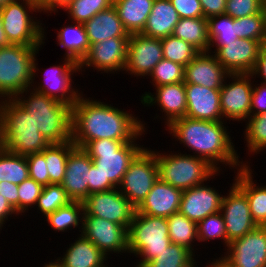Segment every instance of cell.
Wrapping results in <instances>:
<instances>
[{"instance_id": "4fadbf2b", "label": "cell", "mask_w": 266, "mask_h": 267, "mask_svg": "<svg viewBox=\"0 0 266 267\" xmlns=\"http://www.w3.org/2000/svg\"><path fill=\"white\" fill-rule=\"evenodd\" d=\"M83 206V216H96L107 219L127 229L136 211V208L118 188L90 194L83 201Z\"/></svg>"}, {"instance_id": "ba28073f", "label": "cell", "mask_w": 266, "mask_h": 267, "mask_svg": "<svg viewBox=\"0 0 266 267\" xmlns=\"http://www.w3.org/2000/svg\"><path fill=\"white\" fill-rule=\"evenodd\" d=\"M42 46L0 48V100L14 99L31 88L33 63Z\"/></svg>"}, {"instance_id": "52a82bcc", "label": "cell", "mask_w": 266, "mask_h": 267, "mask_svg": "<svg viewBox=\"0 0 266 267\" xmlns=\"http://www.w3.org/2000/svg\"><path fill=\"white\" fill-rule=\"evenodd\" d=\"M171 244L165 217L134 213L128 228L130 255L142 258L134 266H145Z\"/></svg>"}, {"instance_id": "7a4b0ae2", "label": "cell", "mask_w": 266, "mask_h": 267, "mask_svg": "<svg viewBox=\"0 0 266 267\" xmlns=\"http://www.w3.org/2000/svg\"><path fill=\"white\" fill-rule=\"evenodd\" d=\"M224 124L227 122L203 121L185 116L173 121L165 130L175 141L190 149L193 152L190 155L205 159L218 171L223 170L221 165L229 166L234 171L250 166V161L243 162L237 154L231 131Z\"/></svg>"}, {"instance_id": "681fc988", "label": "cell", "mask_w": 266, "mask_h": 267, "mask_svg": "<svg viewBox=\"0 0 266 267\" xmlns=\"http://www.w3.org/2000/svg\"><path fill=\"white\" fill-rule=\"evenodd\" d=\"M176 9L179 18L204 17L199 0H169Z\"/></svg>"}, {"instance_id": "e0dca14e", "label": "cell", "mask_w": 266, "mask_h": 267, "mask_svg": "<svg viewBox=\"0 0 266 267\" xmlns=\"http://www.w3.org/2000/svg\"><path fill=\"white\" fill-rule=\"evenodd\" d=\"M225 251L221 256L233 267H266V229L258 225L232 240Z\"/></svg>"}, {"instance_id": "8992f818", "label": "cell", "mask_w": 266, "mask_h": 267, "mask_svg": "<svg viewBox=\"0 0 266 267\" xmlns=\"http://www.w3.org/2000/svg\"><path fill=\"white\" fill-rule=\"evenodd\" d=\"M138 143L139 141L101 139L88 142L82 149L99 168L104 182H111L117 188L130 163L145 148Z\"/></svg>"}, {"instance_id": "1f68e13d", "label": "cell", "mask_w": 266, "mask_h": 267, "mask_svg": "<svg viewBox=\"0 0 266 267\" xmlns=\"http://www.w3.org/2000/svg\"><path fill=\"white\" fill-rule=\"evenodd\" d=\"M172 35L191 44L199 52L209 51L208 21L204 17L180 18Z\"/></svg>"}, {"instance_id": "cb8c5ba5", "label": "cell", "mask_w": 266, "mask_h": 267, "mask_svg": "<svg viewBox=\"0 0 266 267\" xmlns=\"http://www.w3.org/2000/svg\"><path fill=\"white\" fill-rule=\"evenodd\" d=\"M228 71L217 61L213 53L200 52L184 67V83L221 89Z\"/></svg>"}, {"instance_id": "6125c7cd", "label": "cell", "mask_w": 266, "mask_h": 267, "mask_svg": "<svg viewBox=\"0 0 266 267\" xmlns=\"http://www.w3.org/2000/svg\"><path fill=\"white\" fill-rule=\"evenodd\" d=\"M215 267H233L229 262H227L222 256L215 259Z\"/></svg>"}, {"instance_id": "8fae6325", "label": "cell", "mask_w": 266, "mask_h": 267, "mask_svg": "<svg viewBox=\"0 0 266 267\" xmlns=\"http://www.w3.org/2000/svg\"><path fill=\"white\" fill-rule=\"evenodd\" d=\"M154 149L145 147L130 163L118 190L137 208L158 179Z\"/></svg>"}, {"instance_id": "003e7915", "label": "cell", "mask_w": 266, "mask_h": 267, "mask_svg": "<svg viewBox=\"0 0 266 267\" xmlns=\"http://www.w3.org/2000/svg\"><path fill=\"white\" fill-rule=\"evenodd\" d=\"M2 147H3V145H2L1 136H0V150Z\"/></svg>"}, {"instance_id": "f907efd6", "label": "cell", "mask_w": 266, "mask_h": 267, "mask_svg": "<svg viewBox=\"0 0 266 267\" xmlns=\"http://www.w3.org/2000/svg\"><path fill=\"white\" fill-rule=\"evenodd\" d=\"M255 82L257 85L253 81L250 116L266 112V84Z\"/></svg>"}, {"instance_id": "f6af8a7d", "label": "cell", "mask_w": 266, "mask_h": 267, "mask_svg": "<svg viewBox=\"0 0 266 267\" xmlns=\"http://www.w3.org/2000/svg\"><path fill=\"white\" fill-rule=\"evenodd\" d=\"M194 254L187 248L171 243L164 251L151 260L148 267H185Z\"/></svg>"}, {"instance_id": "7dc6e473", "label": "cell", "mask_w": 266, "mask_h": 267, "mask_svg": "<svg viewBox=\"0 0 266 267\" xmlns=\"http://www.w3.org/2000/svg\"><path fill=\"white\" fill-rule=\"evenodd\" d=\"M264 9V0H227L226 15L233 19L260 13Z\"/></svg>"}, {"instance_id": "836d02e7", "label": "cell", "mask_w": 266, "mask_h": 267, "mask_svg": "<svg viewBox=\"0 0 266 267\" xmlns=\"http://www.w3.org/2000/svg\"><path fill=\"white\" fill-rule=\"evenodd\" d=\"M83 215V202L71 201L66 206L60 207L56 211L48 214L45 217V221H47L48 226L50 225L56 232L66 233L68 230L71 231L73 228L79 227L80 233L82 231Z\"/></svg>"}, {"instance_id": "ffe728a7", "label": "cell", "mask_w": 266, "mask_h": 267, "mask_svg": "<svg viewBox=\"0 0 266 267\" xmlns=\"http://www.w3.org/2000/svg\"><path fill=\"white\" fill-rule=\"evenodd\" d=\"M155 90V93L146 91L142 94L140 101L144 107L150 108L154 105L160 107L166 127L173 121L186 116L187 101L184 82L161 85Z\"/></svg>"}, {"instance_id": "83f0119b", "label": "cell", "mask_w": 266, "mask_h": 267, "mask_svg": "<svg viewBox=\"0 0 266 267\" xmlns=\"http://www.w3.org/2000/svg\"><path fill=\"white\" fill-rule=\"evenodd\" d=\"M90 45L102 42L111 37H129L130 34L124 29L116 8L100 11L89 21L84 23Z\"/></svg>"}, {"instance_id": "2e32d148", "label": "cell", "mask_w": 266, "mask_h": 267, "mask_svg": "<svg viewBox=\"0 0 266 267\" xmlns=\"http://www.w3.org/2000/svg\"><path fill=\"white\" fill-rule=\"evenodd\" d=\"M261 46L256 40L238 38L231 43H209L208 52L215 55L229 74L252 73Z\"/></svg>"}, {"instance_id": "f1b7e54d", "label": "cell", "mask_w": 266, "mask_h": 267, "mask_svg": "<svg viewBox=\"0 0 266 267\" xmlns=\"http://www.w3.org/2000/svg\"><path fill=\"white\" fill-rule=\"evenodd\" d=\"M179 16L169 0H154L142 35L157 39L172 35Z\"/></svg>"}, {"instance_id": "4316f807", "label": "cell", "mask_w": 266, "mask_h": 267, "mask_svg": "<svg viewBox=\"0 0 266 267\" xmlns=\"http://www.w3.org/2000/svg\"><path fill=\"white\" fill-rule=\"evenodd\" d=\"M252 170L251 166L237 170L233 183L246 195L252 219L263 226L266 222V186H259L256 180L253 181Z\"/></svg>"}, {"instance_id": "74e56055", "label": "cell", "mask_w": 266, "mask_h": 267, "mask_svg": "<svg viewBox=\"0 0 266 267\" xmlns=\"http://www.w3.org/2000/svg\"><path fill=\"white\" fill-rule=\"evenodd\" d=\"M112 5L113 0H70L63 11L68 13L70 21L84 24L97 13Z\"/></svg>"}, {"instance_id": "be15d7a7", "label": "cell", "mask_w": 266, "mask_h": 267, "mask_svg": "<svg viewBox=\"0 0 266 267\" xmlns=\"http://www.w3.org/2000/svg\"><path fill=\"white\" fill-rule=\"evenodd\" d=\"M46 263H44V265L41 267H62L61 264L56 259H55V261L51 260V261L46 262Z\"/></svg>"}, {"instance_id": "816d5d0a", "label": "cell", "mask_w": 266, "mask_h": 267, "mask_svg": "<svg viewBox=\"0 0 266 267\" xmlns=\"http://www.w3.org/2000/svg\"><path fill=\"white\" fill-rule=\"evenodd\" d=\"M89 195L92 193L109 191L116 188L111 182H104L103 175L94 164L89 169L88 180Z\"/></svg>"}, {"instance_id": "ab89813d", "label": "cell", "mask_w": 266, "mask_h": 267, "mask_svg": "<svg viewBox=\"0 0 266 267\" xmlns=\"http://www.w3.org/2000/svg\"><path fill=\"white\" fill-rule=\"evenodd\" d=\"M161 45L163 58L184 67L200 53L194 46L173 35L162 38Z\"/></svg>"}, {"instance_id": "b9f144b4", "label": "cell", "mask_w": 266, "mask_h": 267, "mask_svg": "<svg viewBox=\"0 0 266 267\" xmlns=\"http://www.w3.org/2000/svg\"><path fill=\"white\" fill-rule=\"evenodd\" d=\"M71 201L61 184L45 185L35 206L40 212H36L42 213V216L46 217L60 207L66 206Z\"/></svg>"}, {"instance_id": "9f6ffc18", "label": "cell", "mask_w": 266, "mask_h": 267, "mask_svg": "<svg viewBox=\"0 0 266 267\" xmlns=\"http://www.w3.org/2000/svg\"><path fill=\"white\" fill-rule=\"evenodd\" d=\"M14 214V215H13ZM13 216H18V213L13 206L6 200L5 197L0 195V223L4 226L8 221L9 216L12 219Z\"/></svg>"}, {"instance_id": "f5cc1de1", "label": "cell", "mask_w": 266, "mask_h": 267, "mask_svg": "<svg viewBox=\"0 0 266 267\" xmlns=\"http://www.w3.org/2000/svg\"><path fill=\"white\" fill-rule=\"evenodd\" d=\"M0 195L6 198L19 215L18 185L9 181L0 182Z\"/></svg>"}, {"instance_id": "7bdbcfd3", "label": "cell", "mask_w": 266, "mask_h": 267, "mask_svg": "<svg viewBox=\"0 0 266 267\" xmlns=\"http://www.w3.org/2000/svg\"><path fill=\"white\" fill-rule=\"evenodd\" d=\"M198 243L210 240H223L225 249L227 248V233L224 218L221 212L208 215L197 223Z\"/></svg>"}, {"instance_id": "e7e4bbea", "label": "cell", "mask_w": 266, "mask_h": 267, "mask_svg": "<svg viewBox=\"0 0 266 267\" xmlns=\"http://www.w3.org/2000/svg\"><path fill=\"white\" fill-rule=\"evenodd\" d=\"M16 1V0H0V9H2L7 3Z\"/></svg>"}, {"instance_id": "44dd1931", "label": "cell", "mask_w": 266, "mask_h": 267, "mask_svg": "<svg viewBox=\"0 0 266 267\" xmlns=\"http://www.w3.org/2000/svg\"><path fill=\"white\" fill-rule=\"evenodd\" d=\"M206 183L182 191L179 212L196 223L220 212L223 194Z\"/></svg>"}, {"instance_id": "6da1fadb", "label": "cell", "mask_w": 266, "mask_h": 267, "mask_svg": "<svg viewBox=\"0 0 266 267\" xmlns=\"http://www.w3.org/2000/svg\"><path fill=\"white\" fill-rule=\"evenodd\" d=\"M84 97L82 94L72 107V142L76 147L101 139L139 141L147 134L146 123L130 111Z\"/></svg>"}, {"instance_id": "603a6c76", "label": "cell", "mask_w": 266, "mask_h": 267, "mask_svg": "<svg viewBox=\"0 0 266 267\" xmlns=\"http://www.w3.org/2000/svg\"><path fill=\"white\" fill-rule=\"evenodd\" d=\"M186 117L203 121H224L221 112L220 89L185 83Z\"/></svg>"}, {"instance_id": "277c9868", "label": "cell", "mask_w": 266, "mask_h": 267, "mask_svg": "<svg viewBox=\"0 0 266 267\" xmlns=\"http://www.w3.org/2000/svg\"><path fill=\"white\" fill-rule=\"evenodd\" d=\"M0 136L5 150L22 156L41 152L50 144L15 99L0 100Z\"/></svg>"}, {"instance_id": "3957f363", "label": "cell", "mask_w": 266, "mask_h": 267, "mask_svg": "<svg viewBox=\"0 0 266 267\" xmlns=\"http://www.w3.org/2000/svg\"><path fill=\"white\" fill-rule=\"evenodd\" d=\"M32 117L38 131L51 143L72 140V108L28 88L14 98Z\"/></svg>"}, {"instance_id": "f546056e", "label": "cell", "mask_w": 266, "mask_h": 267, "mask_svg": "<svg viewBox=\"0 0 266 267\" xmlns=\"http://www.w3.org/2000/svg\"><path fill=\"white\" fill-rule=\"evenodd\" d=\"M68 25H61L57 31V45L65 49L64 57L81 63L90 49V43L83 23L68 22ZM71 24V25H70Z\"/></svg>"}, {"instance_id": "680465c9", "label": "cell", "mask_w": 266, "mask_h": 267, "mask_svg": "<svg viewBox=\"0 0 266 267\" xmlns=\"http://www.w3.org/2000/svg\"><path fill=\"white\" fill-rule=\"evenodd\" d=\"M12 45L7 37V34L4 31V28L2 26V17L0 14V48H5Z\"/></svg>"}, {"instance_id": "6f0895ef", "label": "cell", "mask_w": 266, "mask_h": 267, "mask_svg": "<svg viewBox=\"0 0 266 267\" xmlns=\"http://www.w3.org/2000/svg\"><path fill=\"white\" fill-rule=\"evenodd\" d=\"M70 0H49V2L40 10V12L50 15L51 13H58L59 9H64ZM59 8V9H58ZM46 12V13H45Z\"/></svg>"}, {"instance_id": "11a10c76", "label": "cell", "mask_w": 266, "mask_h": 267, "mask_svg": "<svg viewBox=\"0 0 266 267\" xmlns=\"http://www.w3.org/2000/svg\"><path fill=\"white\" fill-rule=\"evenodd\" d=\"M255 79L258 77L262 80L260 83L266 84V44H263L259 50L257 63L254 70L251 73ZM257 76V77H256Z\"/></svg>"}, {"instance_id": "4dcf8cb0", "label": "cell", "mask_w": 266, "mask_h": 267, "mask_svg": "<svg viewBox=\"0 0 266 267\" xmlns=\"http://www.w3.org/2000/svg\"><path fill=\"white\" fill-rule=\"evenodd\" d=\"M154 0H116V8L124 29L128 34L141 33L147 23Z\"/></svg>"}, {"instance_id": "9a60e30c", "label": "cell", "mask_w": 266, "mask_h": 267, "mask_svg": "<svg viewBox=\"0 0 266 267\" xmlns=\"http://www.w3.org/2000/svg\"><path fill=\"white\" fill-rule=\"evenodd\" d=\"M128 39L129 37H111L90 45L88 54L79 64L80 73L89 67H93L94 72L101 71L107 75L120 71L122 73L127 61Z\"/></svg>"}, {"instance_id": "d6a6232c", "label": "cell", "mask_w": 266, "mask_h": 267, "mask_svg": "<svg viewBox=\"0 0 266 267\" xmlns=\"http://www.w3.org/2000/svg\"><path fill=\"white\" fill-rule=\"evenodd\" d=\"M166 219L171 243L183 246L196 255L194 245L195 241L198 242L197 223L189 220L180 212H176Z\"/></svg>"}, {"instance_id": "7c38bea8", "label": "cell", "mask_w": 266, "mask_h": 267, "mask_svg": "<svg viewBox=\"0 0 266 267\" xmlns=\"http://www.w3.org/2000/svg\"><path fill=\"white\" fill-rule=\"evenodd\" d=\"M253 79L251 73L229 74L226 77L220 89L221 112L223 119L225 118L224 121L228 120L230 124L231 120L245 122L249 118Z\"/></svg>"}, {"instance_id": "94428289", "label": "cell", "mask_w": 266, "mask_h": 267, "mask_svg": "<svg viewBox=\"0 0 266 267\" xmlns=\"http://www.w3.org/2000/svg\"><path fill=\"white\" fill-rule=\"evenodd\" d=\"M26 1L34 5L39 10H41L49 2V0H26Z\"/></svg>"}, {"instance_id": "30bf717a", "label": "cell", "mask_w": 266, "mask_h": 267, "mask_svg": "<svg viewBox=\"0 0 266 267\" xmlns=\"http://www.w3.org/2000/svg\"><path fill=\"white\" fill-rule=\"evenodd\" d=\"M37 55L33 63V79L31 88L36 92L45 94L46 96L55 99L63 104L69 105L71 108L78 102V99L83 94L77 87H73L74 74L80 72L79 63L68 57H63V63L53 65L44 71L43 81L37 82L35 77H38ZM35 82V83H34ZM37 83V85H36ZM73 83V84H72Z\"/></svg>"}, {"instance_id": "ac0fdd59", "label": "cell", "mask_w": 266, "mask_h": 267, "mask_svg": "<svg viewBox=\"0 0 266 267\" xmlns=\"http://www.w3.org/2000/svg\"><path fill=\"white\" fill-rule=\"evenodd\" d=\"M163 59L161 39L147 37L141 33L130 34L127 44V61L123 73L133 77L149 76L153 68Z\"/></svg>"}, {"instance_id": "ee69618b", "label": "cell", "mask_w": 266, "mask_h": 267, "mask_svg": "<svg viewBox=\"0 0 266 267\" xmlns=\"http://www.w3.org/2000/svg\"><path fill=\"white\" fill-rule=\"evenodd\" d=\"M150 83L154 87L184 82V66L163 58L149 74Z\"/></svg>"}, {"instance_id": "03108f58", "label": "cell", "mask_w": 266, "mask_h": 267, "mask_svg": "<svg viewBox=\"0 0 266 267\" xmlns=\"http://www.w3.org/2000/svg\"><path fill=\"white\" fill-rule=\"evenodd\" d=\"M264 10H265V13H266V0H264Z\"/></svg>"}, {"instance_id": "7402d4cb", "label": "cell", "mask_w": 266, "mask_h": 267, "mask_svg": "<svg viewBox=\"0 0 266 267\" xmlns=\"http://www.w3.org/2000/svg\"><path fill=\"white\" fill-rule=\"evenodd\" d=\"M92 164V159L80 147L69 153L61 185L72 201L83 202L89 196V169Z\"/></svg>"}, {"instance_id": "91938a15", "label": "cell", "mask_w": 266, "mask_h": 267, "mask_svg": "<svg viewBox=\"0 0 266 267\" xmlns=\"http://www.w3.org/2000/svg\"><path fill=\"white\" fill-rule=\"evenodd\" d=\"M196 255H194L187 263V265L185 267H198L197 263H199L198 261L196 262V258H194ZM210 264H206V266L204 267H215V259L212 260V262L207 261Z\"/></svg>"}, {"instance_id": "9c48e42d", "label": "cell", "mask_w": 266, "mask_h": 267, "mask_svg": "<svg viewBox=\"0 0 266 267\" xmlns=\"http://www.w3.org/2000/svg\"><path fill=\"white\" fill-rule=\"evenodd\" d=\"M34 12L35 14L41 13L39 9L26 0L9 2L0 9L2 26L11 44L22 46L45 45L46 29L40 19L37 20V17L32 16Z\"/></svg>"}, {"instance_id": "5bb4252c", "label": "cell", "mask_w": 266, "mask_h": 267, "mask_svg": "<svg viewBox=\"0 0 266 267\" xmlns=\"http://www.w3.org/2000/svg\"><path fill=\"white\" fill-rule=\"evenodd\" d=\"M81 234L107 257L110 253L129 254L128 229L115 222L96 216H83Z\"/></svg>"}, {"instance_id": "60d3db41", "label": "cell", "mask_w": 266, "mask_h": 267, "mask_svg": "<svg viewBox=\"0 0 266 267\" xmlns=\"http://www.w3.org/2000/svg\"><path fill=\"white\" fill-rule=\"evenodd\" d=\"M237 36L240 39L258 41L266 44V13L263 9L260 13L237 18Z\"/></svg>"}, {"instance_id": "a7ac6f4b", "label": "cell", "mask_w": 266, "mask_h": 267, "mask_svg": "<svg viewBox=\"0 0 266 267\" xmlns=\"http://www.w3.org/2000/svg\"><path fill=\"white\" fill-rule=\"evenodd\" d=\"M2 227H3V225L0 223V231L3 229Z\"/></svg>"}, {"instance_id": "d6986e66", "label": "cell", "mask_w": 266, "mask_h": 267, "mask_svg": "<svg viewBox=\"0 0 266 267\" xmlns=\"http://www.w3.org/2000/svg\"><path fill=\"white\" fill-rule=\"evenodd\" d=\"M231 186L229 193L223 196L220 209L225 222L227 246L258 226L252 219L246 195L234 183Z\"/></svg>"}, {"instance_id": "db71d44e", "label": "cell", "mask_w": 266, "mask_h": 267, "mask_svg": "<svg viewBox=\"0 0 266 267\" xmlns=\"http://www.w3.org/2000/svg\"><path fill=\"white\" fill-rule=\"evenodd\" d=\"M203 10L204 18L222 15L226 10L227 0H199Z\"/></svg>"}, {"instance_id": "484cf974", "label": "cell", "mask_w": 266, "mask_h": 267, "mask_svg": "<svg viewBox=\"0 0 266 267\" xmlns=\"http://www.w3.org/2000/svg\"><path fill=\"white\" fill-rule=\"evenodd\" d=\"M107 258L93 242L80 233L62 257H57L56 260L62 267H103L108 263Z\"/></svg>"}, {"instance_id": "5b68a950", "label": "cell", "mask_w": 266, "mask_h": 267, "mask_svg": "<svg viewBox=\"0 0 266 267\" xmlns=\"http://www.w3.org/2000/svg\"><path fill=\"white\" fill-rule=\"evenodd\" d=\"M158 164V177L175 188L186 190L194 186L210 182L215 176H219L218 171L208 161L189 153L165 152L160 153L154 150ZM167 153V154H166ZM211 178V179H210Z\"/></svg>"}, {"instance_id": "d4e9b609", "label": "cell", "mask_w": 266, "mask_h": 267, "mask_svg": "<svg viewBox=\"0 0 266 267\" xmlns=\"http://www.w3.org/2000/svg\"><path fill=\"white\" fill-rule=\"evenodd\" d=\"M181 198V189L164 183L158 178L135 212L168 218L172 214L179 212Z\"/></svg>"}, {"instance_id": "e575fe53", "label": "cell", "mask_w": 266, "mask_h": 267, "mask_svg": "<svg viewBox=\"0 0 266 267\" xmlns=\"http://www.w3.org/2000/svg\"><path fill=\"white\" fill-rule=\"evenodd\" d=\"M76 146L71 141L67 143H51L44 149L50 184H61L65 176L66 163L69 153Z\"/></svg>"}, {"instance_id": "bcb514c9", "label": "cell", "mask_w": 266, "mask_h": 267, "mask_svg": "<svg viewBox=\"0 0 266 267\" xmlns=\"http://www.w3.org/2000/svg\"><path fill=\"white\" fill-rule=\"evenodd\" d=\"M43 185L28 177L18 185L19 215H24L28 210L35 207L42 193ZM23 213V214H22Z\"/></svg>"}, {"instance_id": "c3c4849f", "label": "cell", "mask_w": 266, "mask_h": 267, "mask_svg": "<svg viewBox=\"0 0 266 267\" xmlns=\"http://www.w3.org/2000/svg\"><path fill=\"white\" fill-rule=\"evenodd\" d=\"M26 161L28 164L29 177L43 186L50 185V177L46 167L44 149L41 152L27 155Z\"/></svg>"}, {"instance_id": "d590c367", "label": "cell", "mask_w": 266, "mask_h": 267, "mask_svg": "<svg viewBox=\"0 0 266 267\" xmlns=\"http://www.w3.org/2000/svg\"><path fill=\"white\" fill-rule=\"evenodd\" d=\"M29 177L26 156L0 150V182L9 181L19 185Z\"/></svg>"}, {"instance_id": "f35d334b", "label": "cell", "mask_w": 266, "mask_h": 267, "mask_svg": "<svg viewBox=\"0 0 266 267\" xmlns=\"http://www.w3.org/2000/svg\"><path fill=\"white\" fill-rule=\"evenodd\" d=\"M207 21L209 43H231L238 39L237 18L222 14L209 17Z\"/></svg>"}, {"instance_id": "8d00e7d4", "label": "cell", "mask_w": 266, "mask_h": 267, "mask_svg": "<svg viewBox=\"0 0 266 267\" xmlns=\"http://www.w3.org/2000/svg\"><path fill=\"white\" fill-rule=\"evenodd\" d=\"M245 124L244 139L248 155H257L266 149V112L249 116Z\"/></svg>"}]
</instances>
